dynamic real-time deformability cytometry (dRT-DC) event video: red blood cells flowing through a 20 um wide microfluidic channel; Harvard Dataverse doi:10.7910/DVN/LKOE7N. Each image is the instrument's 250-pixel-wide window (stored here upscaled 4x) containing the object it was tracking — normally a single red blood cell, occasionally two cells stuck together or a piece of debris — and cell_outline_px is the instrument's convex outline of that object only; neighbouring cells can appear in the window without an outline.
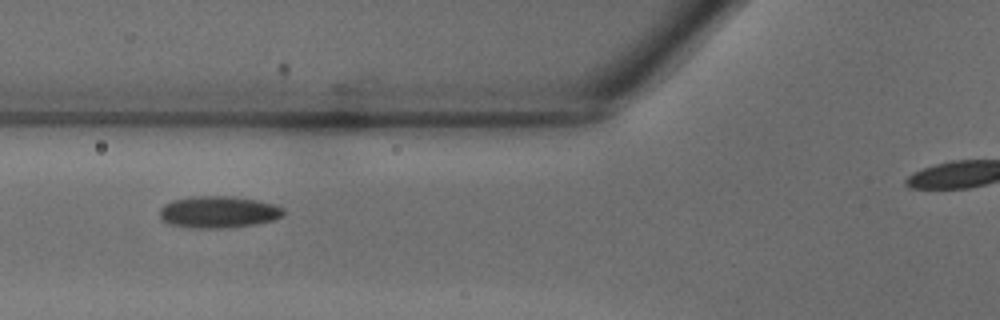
{"species": "common noctule bat (a hibernating species)", "species_latin": "Nyctalus noctula", "temperature_condition": "warm", "stored_images_in_passage": 25, "camera_frame_rate_fps": 3000, "um_per_image_px": 0.085, "animal": {"sex": "male", "body_mass_g": 18.8}, "frame": {"image": 1, "passage_image": 4, "time_ms": 1.0, "image_size_px": [1000, 320], "cell_outline_px": [[284, 216], [272, 220], [252, 224], [220, 228], [192, 228], [168, 224], [160, 216], [160, 208], [164, 204], [172, 200], [192, 196], [232, 196], [260, 200], [276, 204], [284, 208]], "centroid_in_image_um": [18.58, 18.0], "position_along_channel_um": 107.2, "area_um2": 23.06}}